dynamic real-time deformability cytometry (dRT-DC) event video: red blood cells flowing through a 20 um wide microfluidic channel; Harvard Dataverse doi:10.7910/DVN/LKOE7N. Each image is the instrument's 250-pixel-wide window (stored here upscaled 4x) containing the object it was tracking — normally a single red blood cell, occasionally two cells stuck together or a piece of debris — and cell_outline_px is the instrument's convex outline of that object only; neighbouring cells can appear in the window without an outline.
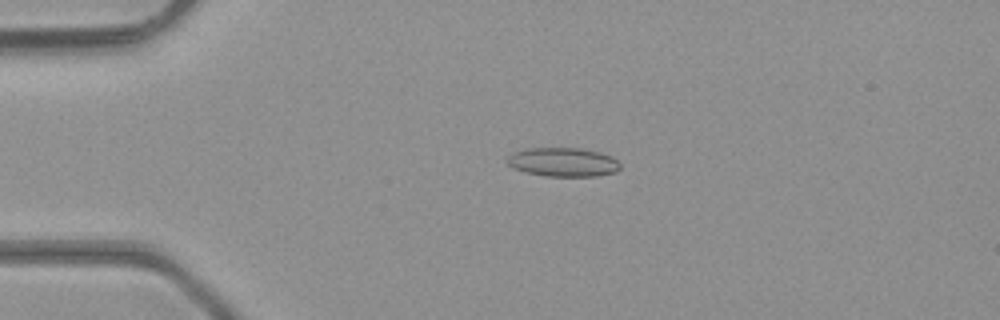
{"species": "common noctule bat (a hibernating species)", "species_latin": "Nyctalus noctula", "temperature_condition": "room temperature", "stored_images_in_passage": 47, "camera_frame_rate_fps": 3000, "um_per_image_px": 0.085, "animal": {"sex": "male", "body_mass_g": 23.1, "forearm_length_mm": 52.7}, "frame": {"image": 1, "passage_image": 11, "time_ms": 3.333, "image_size_px": [1000, 320], "cell_outline_px": [[620, 168], [616, 172], [596, 176], [544, 176], [524, 172], [512, 168], [504, 160], [512, 152], [528, 148], [580, 148], [600, 152], [612, 156], [620, 164]], "centroid_in_image_um": [47.82, 13.78], "position_along_channel_um": 37.2, "area_um2": 19.31}}
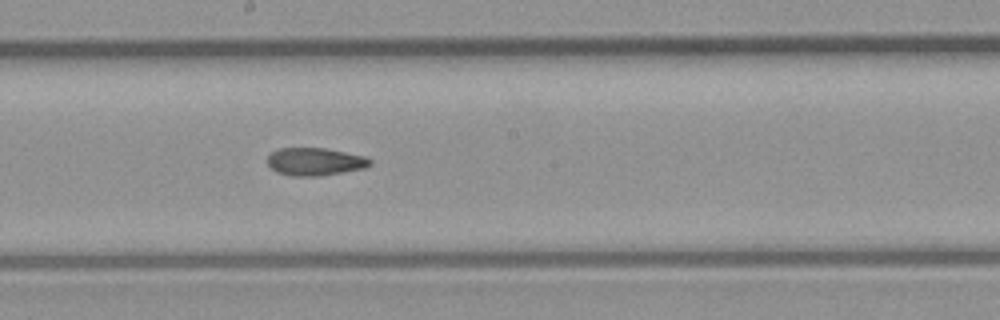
{"frame": {"image": 2, "passage_image": 26, "time_ms": 8.333, "image_size_px": [1000, 320], "cell_outline_px": [[372, 164], [364, 168], [320, 176], [292, 176], [276, 172], [268, 164], [268, 156], [272, 152], [280, 148], [324, 148], [364, 156], [372, 160]], "centroid_in_image_um": [26.77, 13.74], "position_along_channel_um": 221.4, "area_um2": 16.47}}
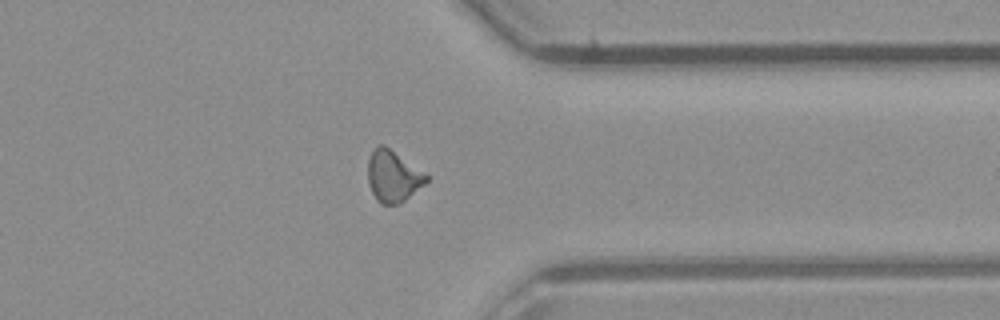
{"frame": {"image": 3, "passage_image": 37, "time_ms": 12.0, "image_size_px": [1000, 320], "cell_outline_px": [[428, 180], [424, 184], [404, 200], [396, 204], [380, 204], [376, 200], [368, 184], [368, 160], [372, 152], [380, 144], [384, 144], [428, 176]], "centroid_in_image_um": [33.37, 14.99], "position_along_channel_um": 378.0, "area_um2": 17.11}, "authors_computed_cell_mechanics": {"area_um2": 16.9932, "velocity_mm_per_s": 4.4123, "shape_relaxation_time_tau1_ms": null, "shape_relaxation_time_tau2_ms": 3.7584, "deformation_change_tau1": null, "deformation_change_tau2": 0.114}}